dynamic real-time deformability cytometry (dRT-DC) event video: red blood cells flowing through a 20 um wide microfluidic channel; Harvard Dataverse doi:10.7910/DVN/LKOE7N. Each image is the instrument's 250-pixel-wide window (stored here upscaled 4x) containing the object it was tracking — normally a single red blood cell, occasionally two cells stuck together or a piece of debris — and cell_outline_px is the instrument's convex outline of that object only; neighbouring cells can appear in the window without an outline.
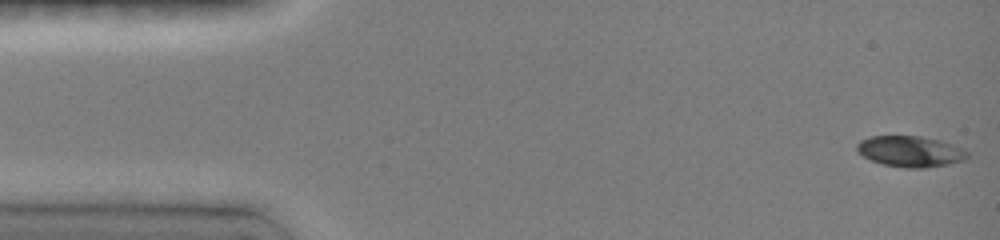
{"species": "common noctule bat (a hibernating species)", "species_latin": "Nyctalus noctula", "temperature_condition": "room temperature", "stored_images_in_passage": 24, "camera_frame_rate_fps": 3000, "um_per_image_px": 0.085, "animal": {"sex": "female", "body_mass_g": 19.0, "forearm_length_mm": 51.5}, "frame": {"image": 1, "passage_image": 1, "time_ms": 0.0, "image_size_px": [1000, 240], "cell_outline_px": [[968, 156], [964, 160], [948, 164], [924, 168], [908, 168], [884, 164], [872, 160], [864, 156], [856, 148], [856, 144], [860, 140], [872, 136], [920, 136], [940, 140], [960, 148], [968, 152]], "centroid_in_image_um": [77.37, 12.86], "position_along_channel_um": 7.6, "area_um2": 19.59}}
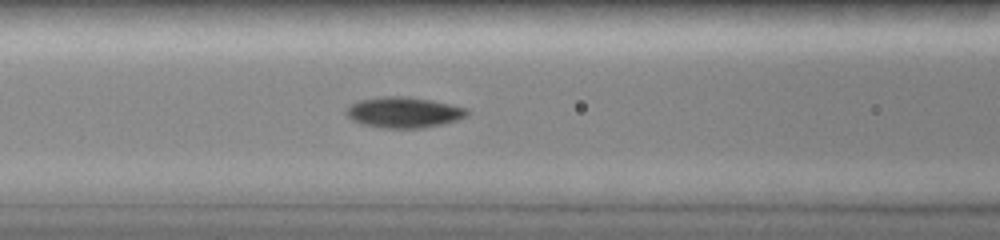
{"frame": {"image": 2, "passage_image": 10, "time_ms": 6.0, "image_size_px": [1000, 240], "cell_outline_px": [[468, 116], [444, 124], [424, 128], [380, 128], [360, 124], [352, 120], [344, 112], [352, 104], [360, 100], [388, 96], [404, 96], [432, 100], [468, 108]], "centroid_in_image_um": [34.34, 9.56], "position_along_channel_um": 132.3, "area_um2": 21.73}}
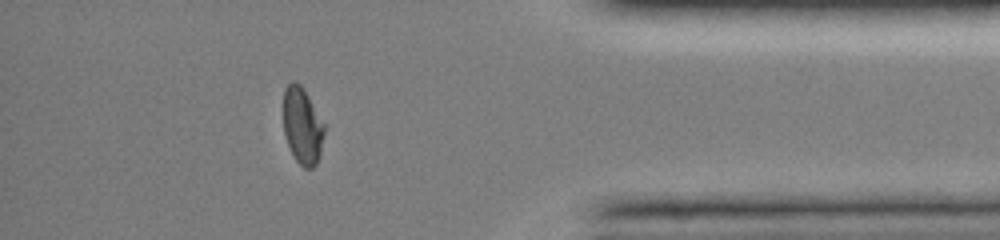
{"frame": {"image": 3, "passage_image": 21, "time_ms": 13.333, "image_size_px": [1000, 240], "cell_outline_px": [[324, 136], [320, 156], [316, 164], [312, 168], [304, 168], [296, 160], [288, 144], [284, 132], [284, 88], [292, 80], [300, 84], [304, 88], [324, 124]], "centroid_in_image_um": [25.71, 10.68], "position_along_channel_um": 409.5, "area_um2": 18.21}, "authors_computed_cell_mechanics": {"area_um2": 19.941, "velocity_mm_per_s": 4.0509, "shape_relaxation_time_tau1_ms": 4.8049, "shape_relaxation_time_tau2_ms": 2.8985, "deformation_change_tau1": 0.1946, "deformation_change_tau2": 0.0439}}